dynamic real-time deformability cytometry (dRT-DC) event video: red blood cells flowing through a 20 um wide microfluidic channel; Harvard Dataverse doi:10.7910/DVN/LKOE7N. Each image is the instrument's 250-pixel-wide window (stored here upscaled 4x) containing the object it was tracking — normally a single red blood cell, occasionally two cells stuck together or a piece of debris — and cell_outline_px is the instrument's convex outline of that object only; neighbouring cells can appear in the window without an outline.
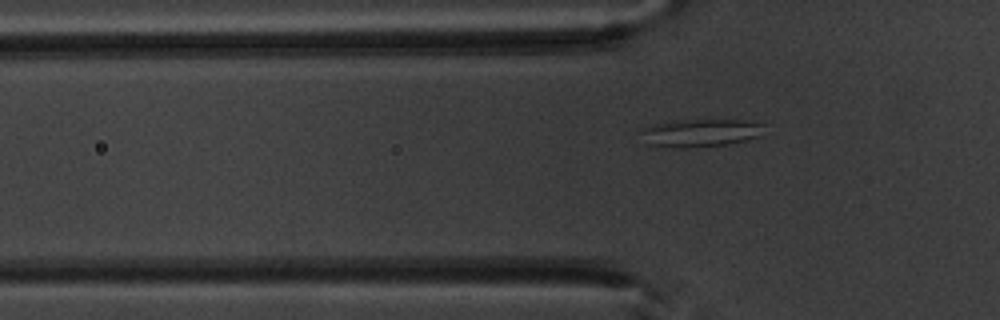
{"species": "common noctule bat (a hibernating species)", "species_latin": "Nyctalus noctula", "temperature_condition": "warm", "stored_images_in_passage": 5, "segment_of_instrument_passage": [2, 2], "camera_frame_rate_fps": 3000, "um_per_image_px": 0.085, "animal": {"sex": "male", "body_mass_g": 20.1, "forearm_length_mm": 53.5}, "frame": {"image": 1, "passage_image": 5, "time_ms": 6.0, "image_size_px": [1000, 320], "cell_outline_px": [[764, 124], [760, 136], [728, 144], [684, 148], [680, 148], [648, 144], [636, 132], [644, 128], [656, 124], [672, 120], [744, 120]], "centroid_in_image_um": [59.49, 11.29], "position_along_channel_um": 66.3, "area_um2": 19.94}}